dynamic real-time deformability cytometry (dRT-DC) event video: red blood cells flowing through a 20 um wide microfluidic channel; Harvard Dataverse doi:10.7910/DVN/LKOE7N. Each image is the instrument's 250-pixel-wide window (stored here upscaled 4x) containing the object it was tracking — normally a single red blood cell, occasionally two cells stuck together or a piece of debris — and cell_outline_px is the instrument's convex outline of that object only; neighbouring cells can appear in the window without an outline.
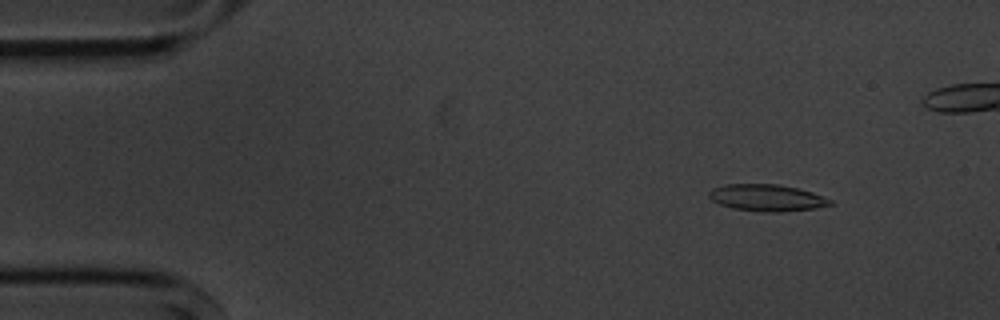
{"species": "common noctule bat (a hibernating species)", "species_latin": "Nyctalus noctula", "temperature_condition": "cold", "stored_images_in_passage": 13, "camera_frame_rate_fps": 3000, "um_per_image_px": 0.085, "animal": {"sex": "male", "body_mass_g": 20.1, "forearm_length_mm": 53.5}, "frame": {"image": 1, "passage_image": 2, "time_ms": 1.0, "image_size_px": [1000, 320], "cell_outline_px": [[836, 204], [816, 208], [780, 212], [768, 212], [732, 208], [720, 204], [712, 200], [708, 196], [708, 192], [712, 188], [724, 184], [780, 184], [812, 192], [832, 200]], "centroid_in_image_um": [65.19, 16.8], "position_along_channel_um": 19.8, "area_um2": 18.96}}
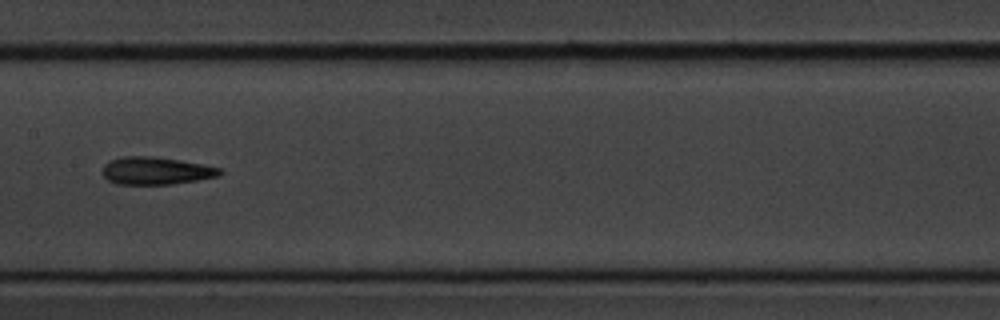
{"frame": {"image": 2, "passage_image": 7, "time_ms": 8.0, "image_size_px": [1000, 320], "cell_outline_px": [[224, 172], [220, 176], [172, 184], [116, 184], [108, 180], [100, 172], [104, 164], [108, 160], [124, 156], [152, 156], [180, 160], [204, 164], [220, 168]], "centroid_in_image_um": [13.24, 14.51], "position_along_channel_um": 194.2, "area_um2": 19.07}}
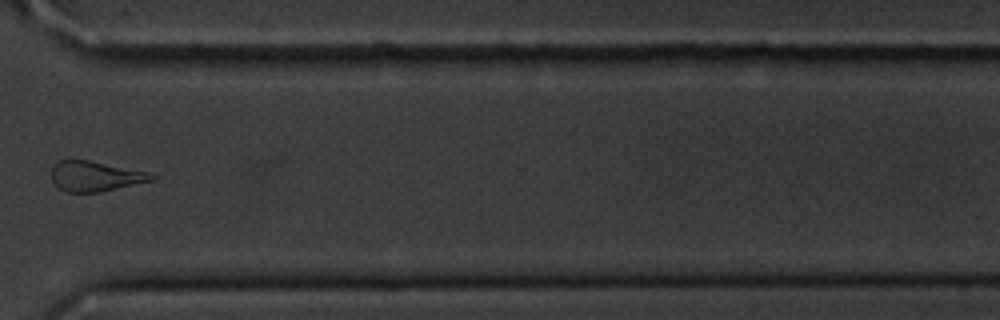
{"frame": {"image": 3, "passage_image": 11, "time_ms": 12.667, "image_size_px": [1000, 320], "cell_outline_px": [[156, 180], [100, 192], [64, 192], [56, 188], [52, 180], [52, 164], [60, 160], [88, 160], [148, 172], [156, 176]], "centroid_in_image_um": [8.07, 14.99], "position_along_channel_um": 362.5, "area_um2": 17.74}}